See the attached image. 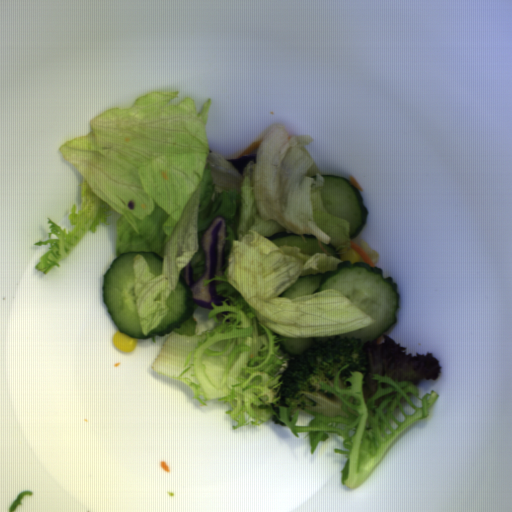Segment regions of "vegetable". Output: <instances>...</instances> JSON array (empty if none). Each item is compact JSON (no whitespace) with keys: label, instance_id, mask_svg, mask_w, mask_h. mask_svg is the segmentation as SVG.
I'll return each instance as SVG.
<instances>
[{"label":"vegetable","instance_id":"obj_2","mask_svg":"<svg viewBox=\"0 0 512 512\" xmlns=\"http://www.w3.org/2000/svg\"><path fill=\"white\" fill-rule=\"evenodd\" d=\"M359 242H360V247L367 252V254H368L369 258L372 260V262L374 264L376 262H378L379 258H380V255L378 254V252L376 250H374L363 238L359 239Z\"/></svg>","mask_w":512,"mask_h":512},{"label":"vegetable","instance_id":"obj_1","mask_svg":"<svg viewBox=\"0 0 512 512\" xmlns=\"http://www.w3.org/2000/svg\"><path fill=\"white\" fill-rule=\"evenodd\" d=\"M180 91L138 96L128 108H113L90 118L88 134L58 148L81 173L80 208L68 215L66 231L50 220L48 238L36 245L49 248L36 267L44 275L70 256L88 231L116 220L114 253L152 251L163 258L155 276L146 258L136 255L134 298L140 332L146 336L166 316V302L190 263L194 283L206 268L203 238L215 220L226 223L222 273L214 281L222 305L211 303L207 316L214 328L197 333L190 315L164 338L152 364L154 373L189 386L193 400L228 402L224 412L243 424L270 419L285 425L297 438L307 432L315 453L328 432L344 437L347 461L341 483L357 488L381 462L386 450L422 417L441 393L418 395L422 379L438 380L441 366L432 352L407 354L384 333L362 343L367 374L350 371L339 384L319 386L334 392L357 416H327L301 407L278 404L282 372L289 357L279 334L291 338L338 336L374 320L334 289L294 298L279 297L300 276L335 271L341 262L366 263L352 248L349 223L330 214L322 189L324 176L305 145L314 138L294 135L274 125L262 138L256 162L242 173L229 159L211 152L205 130L213 99L197 112L193 98L175 104ZM286 232L311 234L336 247L340 258L325 253L301 254L295 246H277L265 237ZM344 382V383H345Z\"/></svg>","mask_w":512,"mask_h":512}]
</instances>
